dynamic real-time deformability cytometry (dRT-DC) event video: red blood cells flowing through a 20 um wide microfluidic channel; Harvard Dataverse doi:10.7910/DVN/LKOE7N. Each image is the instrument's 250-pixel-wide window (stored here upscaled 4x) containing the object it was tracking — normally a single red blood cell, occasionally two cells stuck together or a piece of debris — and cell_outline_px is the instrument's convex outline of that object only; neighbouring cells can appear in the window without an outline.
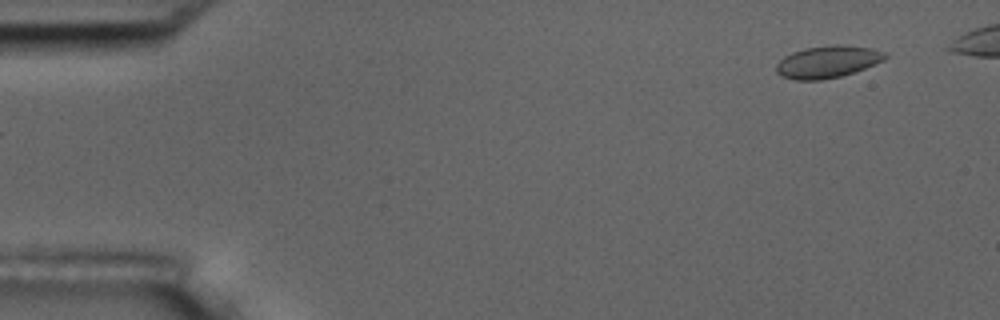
{"species": "common noctule bat (a hibernating species)", "species_latin": "Nyctalus noctula", "temperature_condition": "room temperature", "stored_images_in_passage": 3, "segment_of_instrument_passage": [2, 2], "camera_frame_rate_fps": 3000, "um_per_image_px": 0.085, "animal": {"sex": "male", "body_mass_g": 17.5, "forearm_length_mm": 52.3}, "frame": {"image": 1, "passage_image": 3, "time_ms": 0.667, "image_size_px": [1000, 320], "cell_outline_px": [[888, 56], [884, 60], [864, 68], [840, 76], [820, 80], [796, 80], [780, 76], [776, 72], [776, 64], [784, 56], [792, 52], [804, 48], [836, 44], [844, 44], [872, 48], [888, 52]], "centroid_in_image_um": [70.35, 5.24], "position_along_channel_um": 14.7, "area_um2": 20.52}}